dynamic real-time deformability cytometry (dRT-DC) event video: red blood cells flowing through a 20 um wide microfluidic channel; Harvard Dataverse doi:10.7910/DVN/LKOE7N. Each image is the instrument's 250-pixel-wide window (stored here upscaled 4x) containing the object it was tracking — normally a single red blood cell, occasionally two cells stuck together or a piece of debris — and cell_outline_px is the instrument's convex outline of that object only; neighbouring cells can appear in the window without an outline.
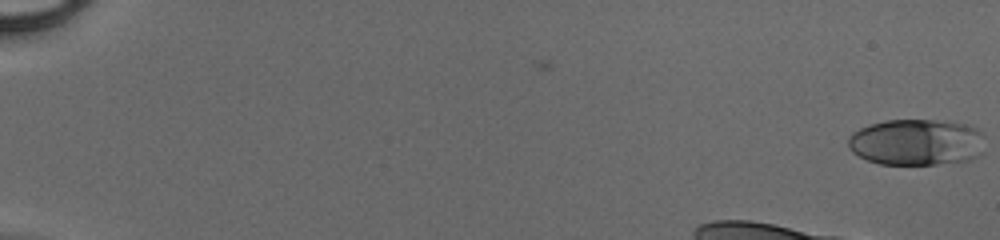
{"species": "human", "species_latin": "Homo sapiens", "temperature_condition": "cold", "stored_images_in_passage": 43, "camera_frame_rate_fps": 3000, "um_per_image_px": 0.085, "donor": {"sex": "male"}, "frame": {"image": 1, "passage_image": 1, "time_ms": 0.0, "image_size_px": [1000, 240], "cell_outline_px": [[984, 152], [980, 156], [968, 160], [936, 164], [880, 164], [868, 160], [852, 152], [848, 148], [848, 136], [852, 132], [868, 124], [888, 120], [936, 120], [964, 124], [976, 128], [984, 132]], "centroid_in_image_um": [77.93, 12.08], "position_along_channel_um": 7.1, "area_um2": 37.34}}